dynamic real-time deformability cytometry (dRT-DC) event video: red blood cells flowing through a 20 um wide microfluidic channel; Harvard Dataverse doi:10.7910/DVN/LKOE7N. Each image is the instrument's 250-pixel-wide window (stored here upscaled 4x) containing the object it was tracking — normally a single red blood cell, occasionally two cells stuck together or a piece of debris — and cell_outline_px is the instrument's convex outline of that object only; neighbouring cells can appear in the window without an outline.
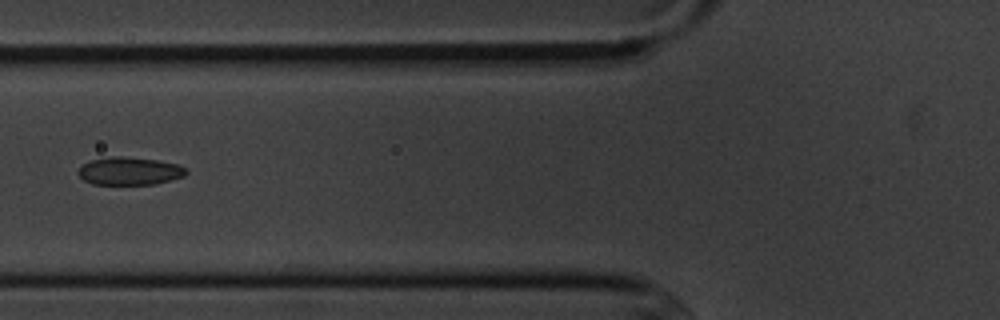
{"species": "common noctule bat (a hibernating species)", "species_latin": "Nyctalus noctula", "temperature_condition": "cold", "stored_images_in_passage": 8, "camera_frame_rate_fps": 3000, "um_per_image_px": 0.085, "animal": {"sex": "male", "body_mass_g": 20.1, "forearm_length_mm": 53.5}, "frame": {"image": 1, "passage_image": 5, "time_ms": 4.667, "image_size_px": [1000, 320], "cell_outline_px": [[188, 172], [184, 176], [172, 180], [152, 184], [92, 184], [84, 180], [76, 172], [84, 164], [92, 160], [112, 156], [120, 156], [156, 160], [180, 164]], "centroid_in_image_um": [11.02, 14.54], "position_along_channel_um": 114.8, "area_um2": 17.4}}
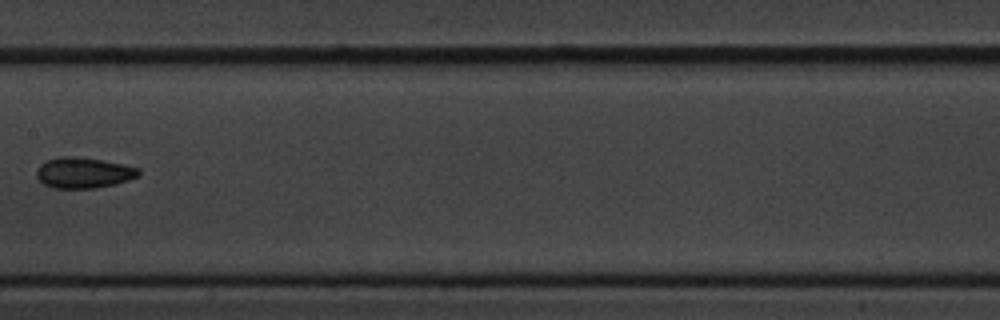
{"frame": {"image": 2, "passage_image": 7, "time_ms": 7.0, "image_size_px": [1000, 320], "cell_outline_px": [[140, 172], [136, 176], [128, 180], [116, 184], [96, 188], [52, 188], [44, 184], [36, 176], [36, 172], [40, 164], [44, 160], [60, 156], [76, 156], [104, 160], [140, 168]], "centroid_in_image_um": [7.07, 14.67], "position_along_channel_um": 200.3, "area_um2": 18.44}}
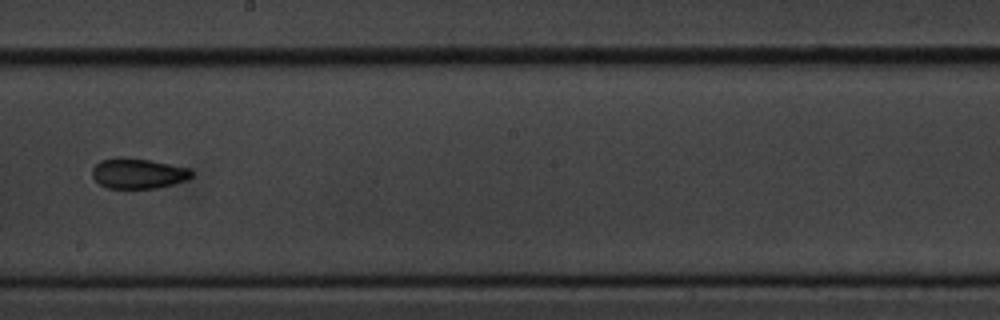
{"frame": {"image": 3, "passage_image": 8, "time_ms": 8.0, "image_size_px": [1000, 320], "cell_outline_px": [[192, 176], [188, 180], [156, 188], [108, 188], [100, 184], [92, 176], [92, 168], [100, 160], [116, 156], [120, 156], [148, 160], [188, 168], [192, 172]], "centroid_in_image_um": [11.7, 14.73], "position_along_channel_um": 236.5, "area_um2": 17.51}}